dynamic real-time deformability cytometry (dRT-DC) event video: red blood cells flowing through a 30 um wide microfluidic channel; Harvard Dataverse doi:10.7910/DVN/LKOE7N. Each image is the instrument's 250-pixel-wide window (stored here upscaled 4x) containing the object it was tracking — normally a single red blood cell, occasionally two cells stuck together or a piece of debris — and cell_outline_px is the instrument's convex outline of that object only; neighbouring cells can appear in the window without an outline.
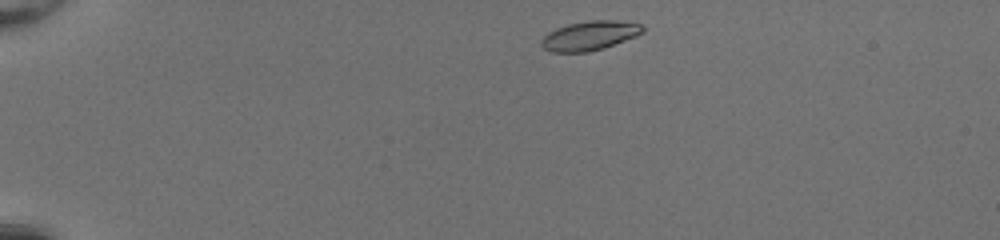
{"species": "common noctule bat (a hibernating species)", "species_latin": "Nyctalus noctula", "temperature_condition": "room temperature", "stored_images_in_passage": 41, "camera_frame_rate_fps": 3000, "um_per_image_px": 0.085, "animal": {"sex": "female", "body_mass_g": 20.0, "forearm_length_mm": 54.0}, "frame": {"image": 1, "passage_image": 1, "time_ms": 0.0, "image_size_px": [1000, 240], "cell_outline_px": [[644, 32], [636, 36], [604, 48], [588, 52], [552, 52], [544, 48], [540, 44], [540, 40], [548, 32], [556, 28], [568, 24], [588, 20], [616, 20], [644, 24]], "centroid_in_image_um": [50.13, 3.02], "position_along_channel_um": 34.9, "area_um2": 17.46}}
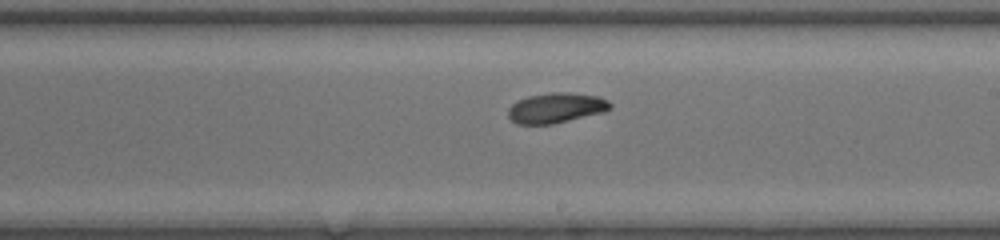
{"frame": {"image": 2, "passage_image": 22, "time_ms": 7.0, "image_size_px": [1000, 240], "cell_outline_px": [[612, 108], [604, 112], [552, 124], [516, 124], [508, 116], [508, 108], [512, 104], [528, 96], [552, 92], [568, 92], [596, 96], [608, 100], [612, 104]], "centroid_in_image_um": [47.27, 9.17], "position_along_channel_um": 241.7, "area_um2": 17.86}}
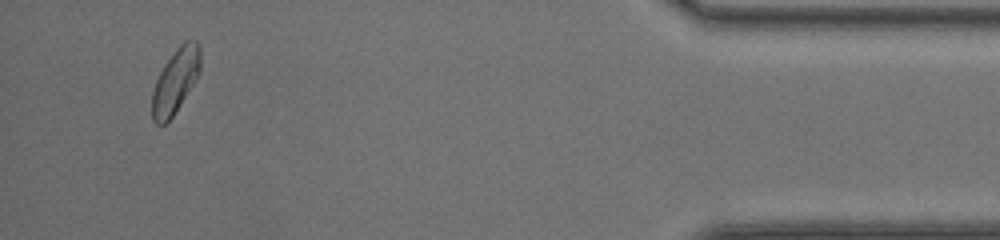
{"frame": {"image": 3, "passage_image": 39, "time_ms": 12.667, "image_size_px": [1000, 240], "cell_outline_px": [[200, 72], [196, 80], [172, 116], [164, 124], [156, 124], [152, 120], [152, 92], [156, 80], [164, 64], [176, 48], [184, 40], [196, 40], [200, 48]], "centroid_in_image_um": [14.91, 6.85], "position_along_channel_um": 420.3, "area_um2": 18.03}, "authors_computed_cell_mechanics": {"area_um2": 17.8024, "velocity_mm_per_s": 4.1454, "shape_relaxation_time_tau1_ms": 4.3767, "shape_relaxation_time_tau2_ms": 3.5312, "deformation_change_tau1": 0.1158, "deformation_change_tau2": 0.0834}}